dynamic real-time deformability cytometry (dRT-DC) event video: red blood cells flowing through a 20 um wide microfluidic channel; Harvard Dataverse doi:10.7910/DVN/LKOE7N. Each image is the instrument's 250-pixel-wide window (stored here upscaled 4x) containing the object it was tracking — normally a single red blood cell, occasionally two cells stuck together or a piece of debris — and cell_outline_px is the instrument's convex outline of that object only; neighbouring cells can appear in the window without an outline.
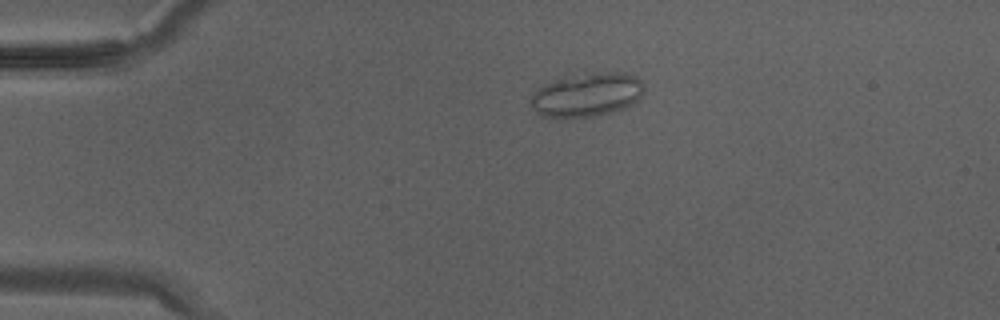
{"species": "Egyptian fruit bat (a non-hibernating species)", "species_latin": "Rousettus aegyptiacus", "temperature_condition": "warm", "stored_images_in_passage": 28, "camera_frame_rate_fps": 3000, "um_per_image_px": 0.085, "animal": {"sex": "male"}, "frame": {"image": 1, "passage_image": 1, "time_ms": 0.0, "image_size_px": [1000, 320], "cell_outline_px": [[644, 88], [636, 104], [612, 112], [592, 116], [540, 116], [532, 108], [532, 92], [544, 84], [560, 76], [592, 72], [624, 72], [636, 76], [644, 84]], "centroid_in_image_um": [49.91, 8.02], "position_along_channel_um": 35.1, "area_um2": 29.13}}
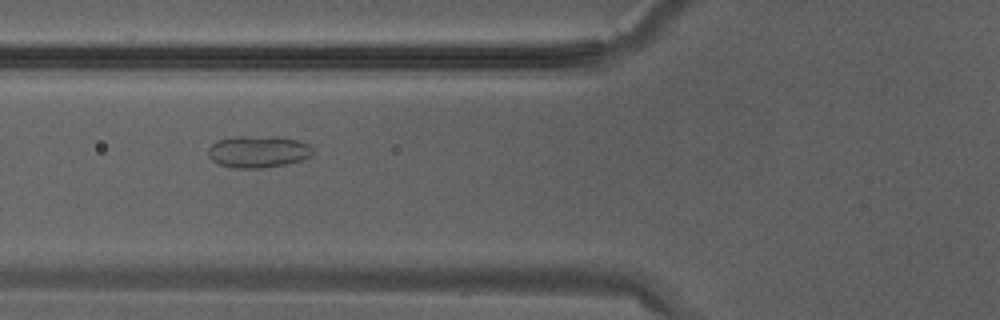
{"frame": {"image": 2, "passage_image": 7, "time_ms": 2.0, "image_size_px": [1000, 320], "cell_outline_px": [[312, 156], [300, 160], [284, 164], [260, 168], [232, 168], [220, 164], [212, 160], [208, 156], [208, 148], [216, 140], [232, 136], [280, 136], [296, 140], [308, 144], [312, 148]], "centroid_in_image_um": [21.91, 12.87], "position_along_channel_um": 103.9, "area_um2": 19.59}}
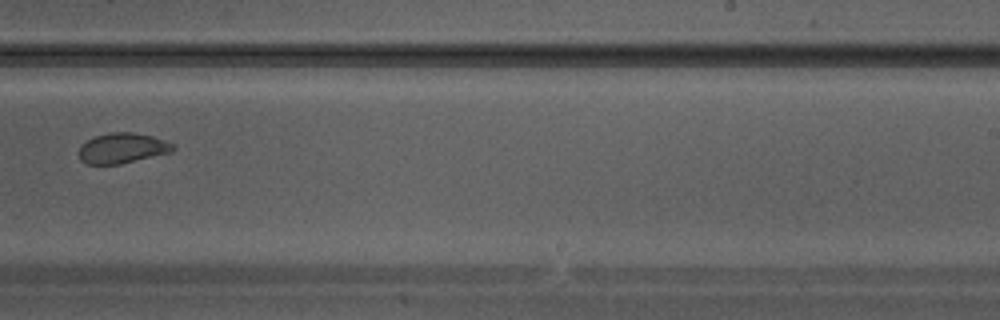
{"frame": {"image": 3, "passage_image": 16, "time_ms": 5.0, "image_size_px": [1000, 320], "cell_outline_px": [[176, 148], [172, 152], [120, 164], [88, 164], [80, 160], [80, 148], [88, 140], [96, 136], [112, 132], [132, 132], [152, 136], [172, 144]], "centroid_in_image_um": [10.42, 12.6], "position_along_channel_um": 278.6, "area_um2": 16.3}}